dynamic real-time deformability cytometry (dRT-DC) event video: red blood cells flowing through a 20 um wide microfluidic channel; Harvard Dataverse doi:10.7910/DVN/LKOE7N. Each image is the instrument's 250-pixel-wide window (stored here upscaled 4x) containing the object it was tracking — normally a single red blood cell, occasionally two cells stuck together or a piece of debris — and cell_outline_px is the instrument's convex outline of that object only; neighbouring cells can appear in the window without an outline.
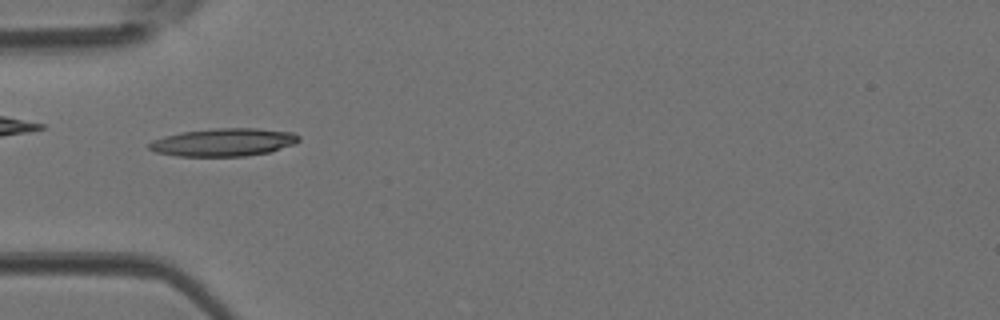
{"species": "Egyptian fruit bat (a non-hibernating species)", "species_latin": "Rousettus aegyptiacus", "temperature_condition": "room temperature", "stored_images_in_passage": 35, "camera_frame_rate_fps": 3000, "um_per_image_px": 0.085, "animal": {"sex": "female"}, "frame": {"image": 1, "passage_image": 5, "time_ms": 1.333, "image_size_px": [1000, 320], "cell_outline_px": [[300, 140], [296, 144], [268, 152], [244, 156], [176, 156], [156, 152], [148, 148], [148, 144], [152, 140], [164, 136], [180, 132], [212, 128], [256, 128], [292, 132], [300, 136]], "centroid_in_image_um": [19.0, 12.08], "position_along_channel_um": 66.0, "area_um2": 24.45}}
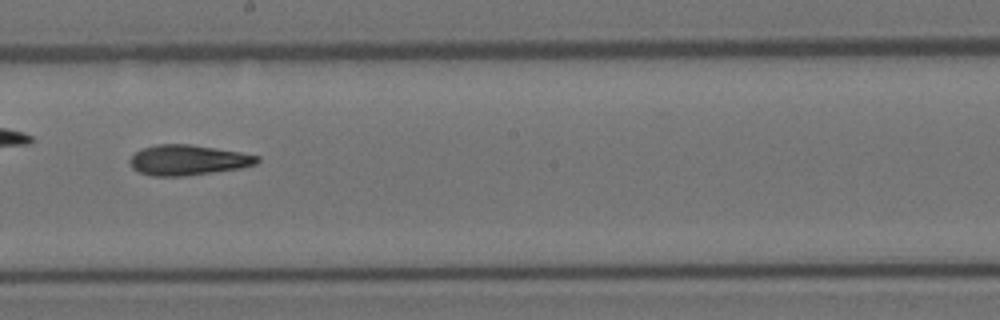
{"frame": {"image": 2, "passage_image": 16, "time_ms": 5.0, "image_size_px": [1000, 320], "cell_outline_px": [[260, 160], [256, 164], [240, 168], [184, 176], [152, 176], [140, 172], [132, 168], [128, 160], [136, 152], [144, 148], [156, 144], [188, 144], [240, 152], [260, 156]], "centroid_in_image_um": [15.97, 13.61], "position_along_channel_um": 232.2, "area_um2": 22.31}}
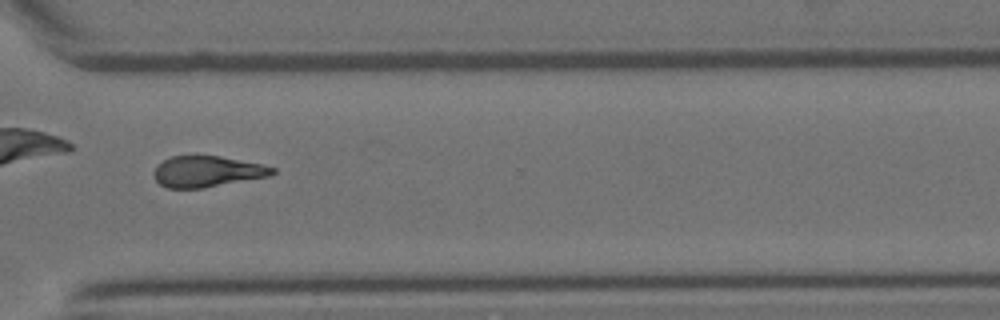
{"frame": {"image": 3, "passage_image": 24, "time_ms": 7.667, "image_size_px": [1000, 320], "cell_outline_px": [[276, 172], [268, 176], [204, 188], [168, 188], [160, 184], [156, 180], [152, 172], [164, 160], [172, 156], [220, 156], [260, 164], [276, 168]], "centroid_in_image_um": [17.6, 14.58], "position_along_channel_um": 353.0, "area_um2": 21.15}}